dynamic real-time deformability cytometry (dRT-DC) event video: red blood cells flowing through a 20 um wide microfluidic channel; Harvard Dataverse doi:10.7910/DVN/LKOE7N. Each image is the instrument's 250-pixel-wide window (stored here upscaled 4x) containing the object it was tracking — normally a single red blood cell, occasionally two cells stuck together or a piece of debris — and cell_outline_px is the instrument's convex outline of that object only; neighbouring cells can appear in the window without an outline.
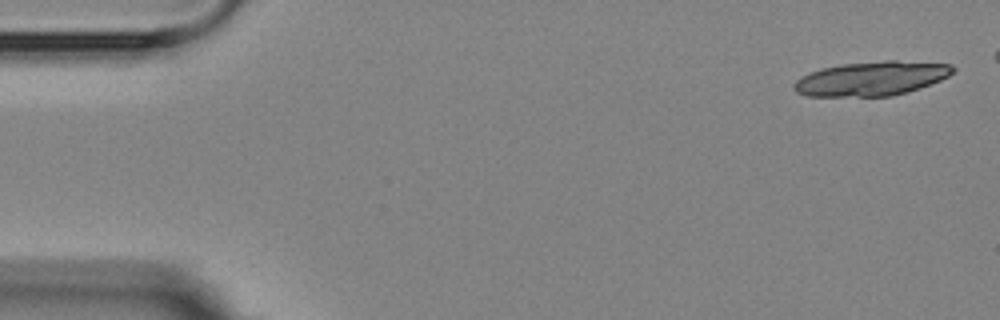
{"species": "Egyptian fruit bat (a non-hibernating species)", "species_latin": "Rousettus aegyptiacus", "temperature_condition": "room temperature", "stored_images_in_passage": 4, "camera_frame_rate_fps": 3000, "um_per_image_px": 0.085, "animal": {"sex": "female"}, "frame": {"image": 1, "passage_image": 1, "time_ms": 0.0, "image_size_px": [1000, 320], "cell_outline_px": [[956, 68], [948, 76], [940, 80], [920, 88], [908, 92], [892, 96], [808, 96], [796, 92], [792, 88], [792, 84], [800, 76], [808, 72], [820, 68], [840, 64], [884, 60], [896, 60], [952, 64]], "centroid_in_image_um": [74.05, 6.67], "position_along_channel_um": 11.0, "area_um2": 32.08}}